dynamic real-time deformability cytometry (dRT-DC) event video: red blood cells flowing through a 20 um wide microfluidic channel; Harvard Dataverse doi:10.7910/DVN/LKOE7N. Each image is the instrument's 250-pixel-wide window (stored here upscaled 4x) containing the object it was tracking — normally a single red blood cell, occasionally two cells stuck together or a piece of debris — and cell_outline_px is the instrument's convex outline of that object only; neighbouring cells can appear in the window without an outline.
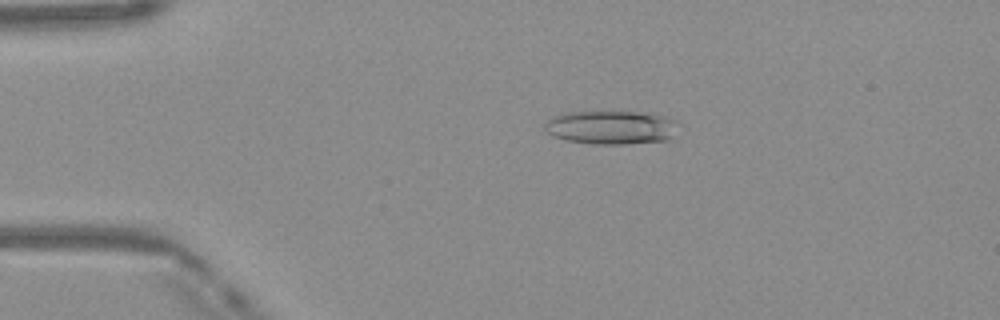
{"species": "Egyptian fruit bat (a non-hibernating species)", "species_latin": "Rousettus aegyptiacus", "temperature_condition": "warm", "stored_images_in_passage": 48, "camera_frame_rate_fps": 3000, "um_per_image_px": 0.085, "frame": {"image": 1, "passage_image": 9, "time_ms": 2.667, "image_size_px": [1000, 320], "cell_outline_px": [[684, 124], [668, 140], [624, 144], [596, 144], [568, 140], [552, 136], [544, 128], [544, 124], [548, 120], [556, 116], [568, 112], [636, 112], [664, 116], [676, 120]], "centroid_in_image_um": [52.03, 10.83], "position_along_channel_um": 33.0, "area_um2": 26.24}}
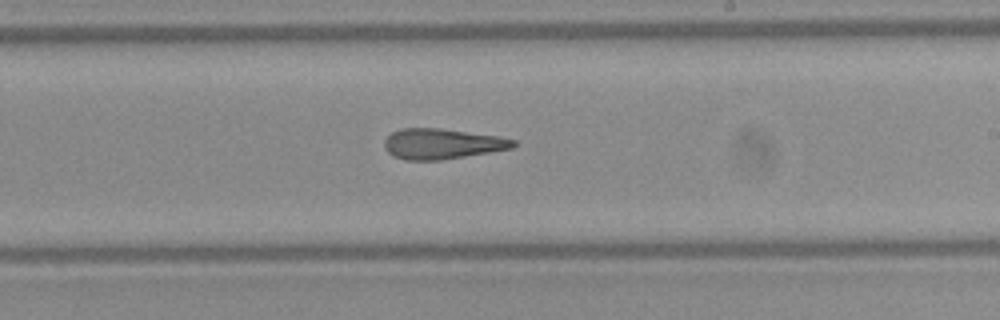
{"frame": {"image": 2, "passage_image": 28, "time_ms": 9.0, "image_size_px": [1000, 320], "cell_outline_px": [[516, 144], [512, 148], [492, 152], [440, 160], [404, 160], [392, 156], [384, 148], [384, 140], [392, 132], [400, 128], [440, 128], [500, 136], [516, 140]], "centroid_in_image_um": [37.57, 12.22], "position_along_channel_um": 251.4, "area_um2": 23.06}}
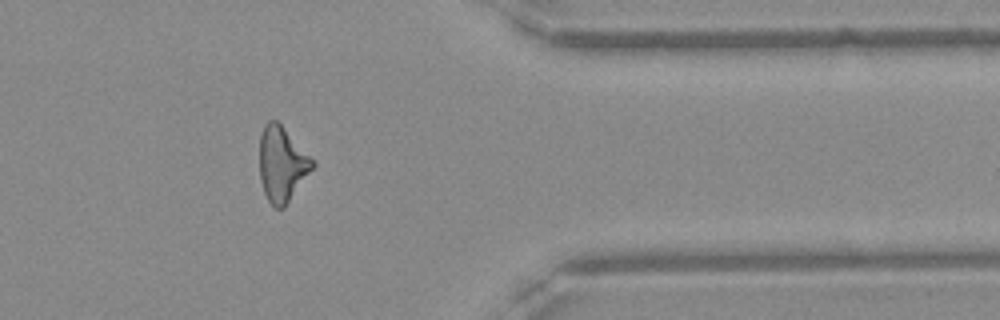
{"frame": {"image": 3, "passage_image": 39, "time_ms": 12.667, "image_size_px": [1000, 320], "cell_outline_px": [[316, 164], [284, 208], [276, 208], [268, 200], [264, 192], [260, 180], [260, 136], [264, 124], [268, 120], [276, 120], [284, 128]], "centroid_in_image_um": [23.94, 13.96], "position_along_channel_um": 387.5, "area_um2": 22.72}, "authors_computed_cell_mechanics": {"area_um2": 23.9581, "velocity_mm_per_s": 4.1605, "shape_relaxation_time_tau1_ms": null, "shape_relaxation_time_tau2_ms": 4.2651, "deformation_change_tau1": null, "deformation_change_tau2": 0.18}}